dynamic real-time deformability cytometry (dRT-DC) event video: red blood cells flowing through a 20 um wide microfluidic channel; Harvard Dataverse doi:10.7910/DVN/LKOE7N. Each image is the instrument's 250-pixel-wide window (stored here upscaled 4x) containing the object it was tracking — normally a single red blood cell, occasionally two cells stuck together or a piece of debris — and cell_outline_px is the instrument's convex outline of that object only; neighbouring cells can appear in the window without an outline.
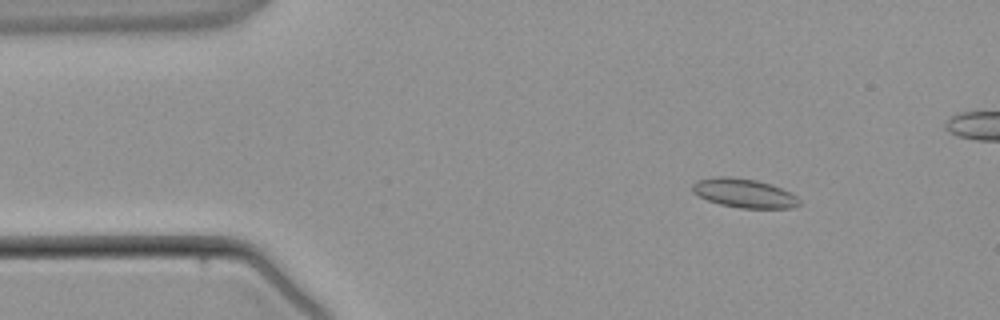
{"species": "common noctule bat (a hibernating species)", "species_latin": "Nyctalus noctula", "temperature_condition": "warm", "stored_images_in_passage": 3, "camera_frame_rate_fps": 3000, "um_per_image_px": 0.085, "animal": {"sex": "male", "body_mass_g": 21.5, "forearm_length_mm": 52.0}, "frame": {"image": 1, "passage_image": 1, "time_ms": 0.0, "image_size_px": [1000, 320], "cell_outline_px": [[800, 204], [792, 208], [740, 208], [720, 204], [708, 200], [692, 192], [692, 184], [696, 180], [716, 176], [728, 176], [756, 180], [772, 184], [796, 196], [800, 200]], "centroid_in_image_um": [63.22, 16.41], "position_along_channel_um": 21.8, "area_um2": 18.03}}